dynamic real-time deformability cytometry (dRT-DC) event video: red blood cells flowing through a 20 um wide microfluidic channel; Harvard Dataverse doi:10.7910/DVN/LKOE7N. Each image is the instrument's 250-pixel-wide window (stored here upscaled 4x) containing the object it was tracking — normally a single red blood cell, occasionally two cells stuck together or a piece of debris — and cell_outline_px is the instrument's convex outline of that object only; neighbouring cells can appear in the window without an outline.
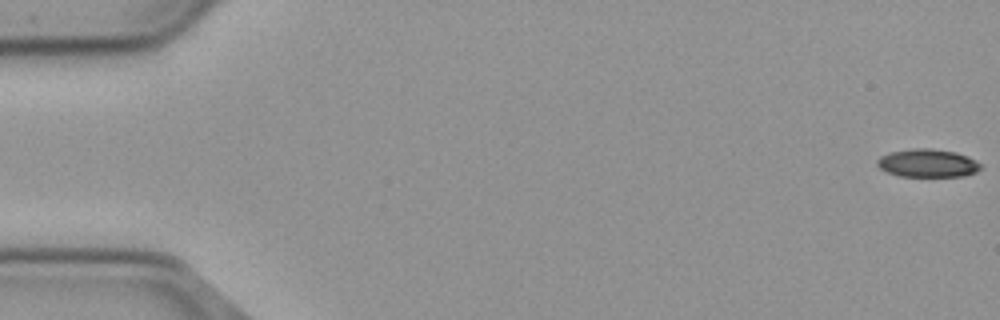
{"species": "common noctule bat (a hibernating species)", "species_latin": "Nyctalus noctula", "temperature_condition": "cold", "stored_images_in_passage": 56, "camera_frame_rate_fps": 3000, "um_per_image_px": 0.085, "animal": {"sex": "male", "body_mass_g": 23.1, "forearm_length_mm": 52.7}, "frame": {"image": 1, "passage_image": 1, "time_ms": 0.0, "image_size_px": [1000, 320], "cell_outline_px": [[980, 168], [976, 172], [964, 176], [900, 176], [888, 172], [880, 168], [876, 164], [876, 160], [880, 156], [888, 152], [912, 148], [932, 148], [956, 152], [968, 156], [976, 160], [980, 164]], "centroid_in_image_um": [78.83, 13.85], "position_along_channel_um": 6.2, "area_um2": 17.05}}
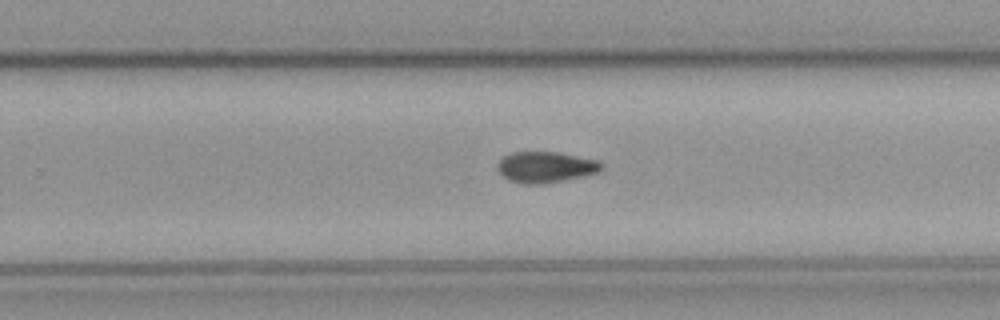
{"frame": {"image": 2, "passage_image": 36, "time_ms": 11.667, "image_size_px": [1000, 320], "cell_outline_px": [[604, 164], [596, 172], [580, 176], [544, 184], [524, 184], [508, 180], [496, 168], [496, 164], [504, 156], [512, 152], [556, 152], [596, 160]], "centroid_in_image_um": [46.3, 14.2], "position_along_channel_um": 283.5, "area_um2": 18.44}}
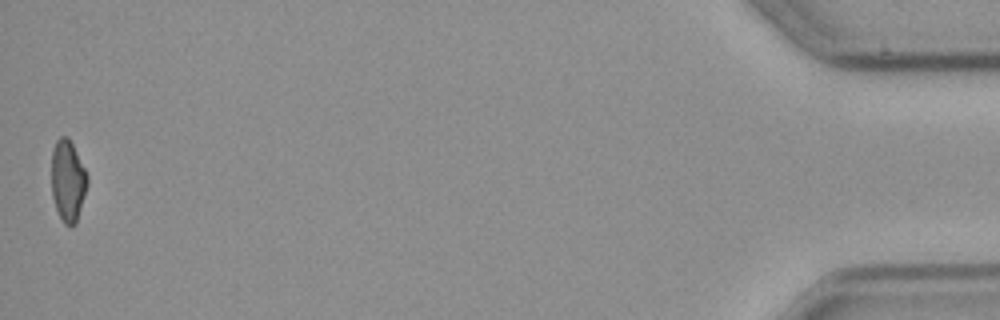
{"frame": {"image": 3, "passage_image": 56, "time_ms": 18.333, "image_size_px": [1000, 320], "cell_outline_px": [[88, 184], [76, 224], [64, 224], [56, 208], [52, 196], [52, 152], [56, 140], [60, 136], [68, 136], [88, 176]], "centroid_in_image_um": [5.77, 15.35], "position_along_channel_um": 429.4, "area_um2": 16.82}}